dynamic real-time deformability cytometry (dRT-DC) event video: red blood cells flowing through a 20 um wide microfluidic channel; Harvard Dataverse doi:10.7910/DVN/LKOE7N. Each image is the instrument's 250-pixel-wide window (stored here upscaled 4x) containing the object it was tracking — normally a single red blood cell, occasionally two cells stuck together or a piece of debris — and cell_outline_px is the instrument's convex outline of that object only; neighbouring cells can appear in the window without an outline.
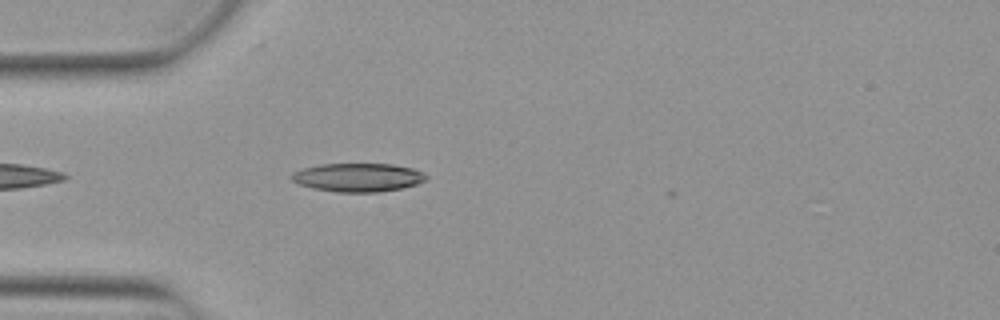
{"species": "Egyptian fruit bat (a non-hibernating species)", "species_latin": "Rousettus aegyptiacus", "temperature_condition": "warm", "stored_images_in_passage": 27, "camera_frame_rate_fps": 3000, "um_per_image_px": 0.085, "animal": {"sex": "female"}, "frame": {"image": 1, "passage_image": 4, "time_ms": 1.0, "image_size_px": [1000, 320], "cell_outline_px": [[428, 180], [416, 184], [400, 188], [376, 192], [336, 192], [312, 188], [300, 184], [292, 180], [288, 176], [292, 172], [304, 168], [320, 164], [392, 164], [412, 168], [428, 176]], "centroid_in_image_um": [30.4, 15.08], "position_along_channel_um": 54.6, "area_um2": 22.31}}
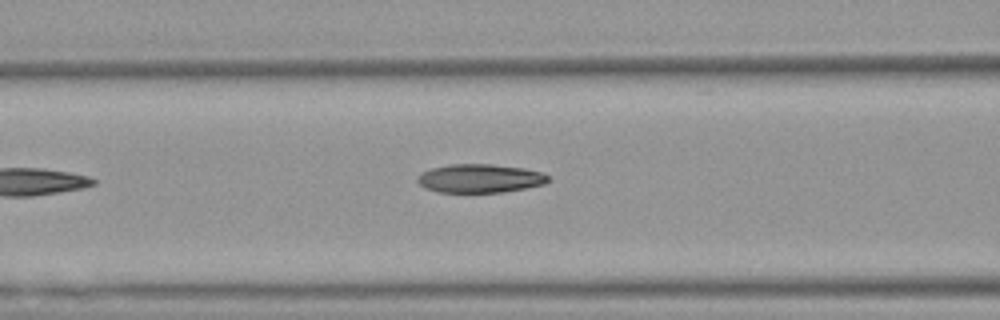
{"frame": {"image": 2, "passage_image": 10, "time_ms": 3.0, "image_size_px": [1000, 320], "cell_outline_px": [[548, 180], [544, 184], [504, 192], [440, 192], [424, 188], [416, 180], [420, 172], [432, 168], [452, 164], [492, 164], [524, 168], [540, 172], [548, 176]], "centroid_in_image_um": [40.75, 15.16], "position_along_channel_um": 125.8, "area_um2": 21.68}}
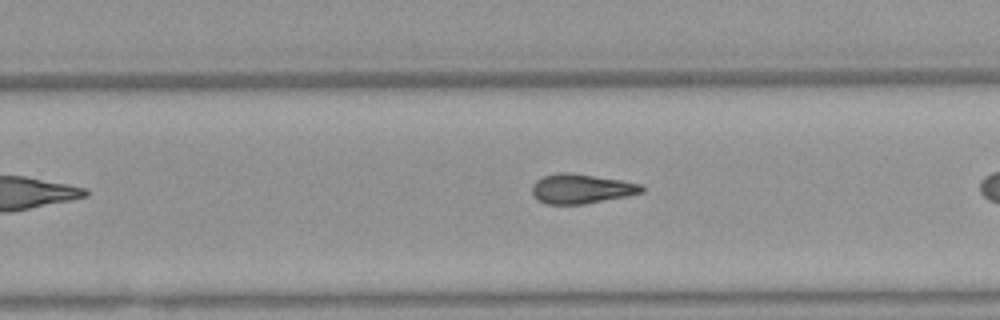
{"frame": {"image": 3, "passage_image": 19, "time_ms": 6.0, "image_size_px": [1000, 320], "cell_outline_px": [[644, 192], [628, 196], [584, 204], [548, 204], [536, 200], [532, 196], [532, 184], [536, 180], [544, 176], [560, 172], [568, 172], [620, 180], [644, 184]], "centroid_in_image_um": [49.4, 16.05], "position_along_channel_um": 280.4, "area_um2": 19.02}}